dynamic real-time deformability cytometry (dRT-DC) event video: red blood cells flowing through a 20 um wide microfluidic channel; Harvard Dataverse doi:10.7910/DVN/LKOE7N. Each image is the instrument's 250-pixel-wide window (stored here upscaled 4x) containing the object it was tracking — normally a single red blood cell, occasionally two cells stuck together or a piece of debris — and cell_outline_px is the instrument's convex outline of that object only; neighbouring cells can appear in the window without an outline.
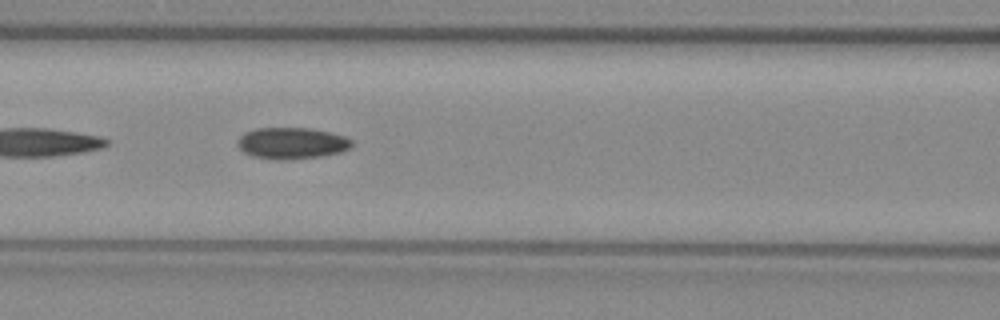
{"species": "common noctule bat (a hibernating species)", "species_latin": "Nyctalus noctula", "temperature_condition": "warm", "stored_images_in_passage": 52, "camera_frame_rate_fps": 3000, "um_per_image_px": 0.085, "animal": {"sex": "female", "body_mass_g": 29.2, "forearm_length_mm": 56.3}, "frame": {"image": 1, "passage_image": 23, "time_ms": 7.333, "image_size_px": [1000, 320], "cell_outline_px": [[352, 148], [344, 152], [320, 156], [288, 160], [272, 160], [252, 156], [244, 152], [236, 144], [236, 140], [244, 132], [256, 128], [308, 128], [328, 132], [344, 136], [352, 140]], "centroid_in_image_um": [24.79, 12.18], "position_along_channel_um": 141.8, "area_um2": 21.21}}
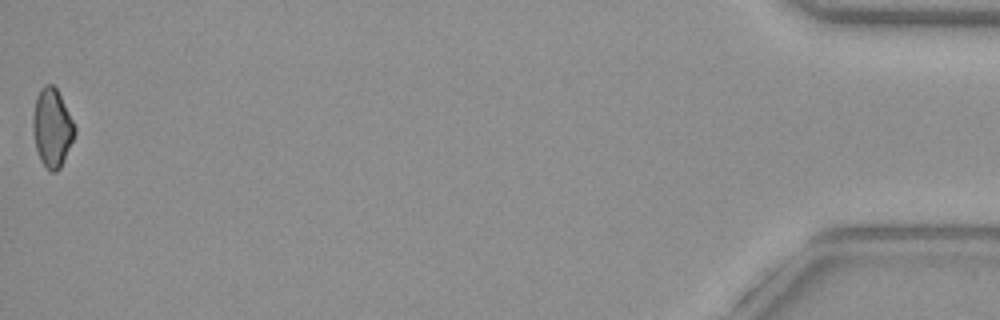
{"frame": {"image": 2, "passage_image": 52, "time_ms": 17.0, "image_size_px": [1000, 320], "cell_outline_px": [[76, 132], [60, 168], [56, 172], [52, 172], [40, 160], [36, 148], [32, 124], [32, 116], [36, 100], [40, 88], [44, 84], [52, 84], [56, 88], [76, 128]], "centroid_in_image_um": [4.42, 10.85], "position_along_channel_um": 430.8, "area_um2": 18.73}, "authors_computed_cell_mechanics": {"area_um2": 20.7502, "velocity_mm_per_s": 4.0249, "shape_relaxation_time_tau1_ms": null, "shape_relaxation_time_tau2_ms": 4.015, "deformation_change_tau1": null, "deformation_change_tau2": 0.0974}}